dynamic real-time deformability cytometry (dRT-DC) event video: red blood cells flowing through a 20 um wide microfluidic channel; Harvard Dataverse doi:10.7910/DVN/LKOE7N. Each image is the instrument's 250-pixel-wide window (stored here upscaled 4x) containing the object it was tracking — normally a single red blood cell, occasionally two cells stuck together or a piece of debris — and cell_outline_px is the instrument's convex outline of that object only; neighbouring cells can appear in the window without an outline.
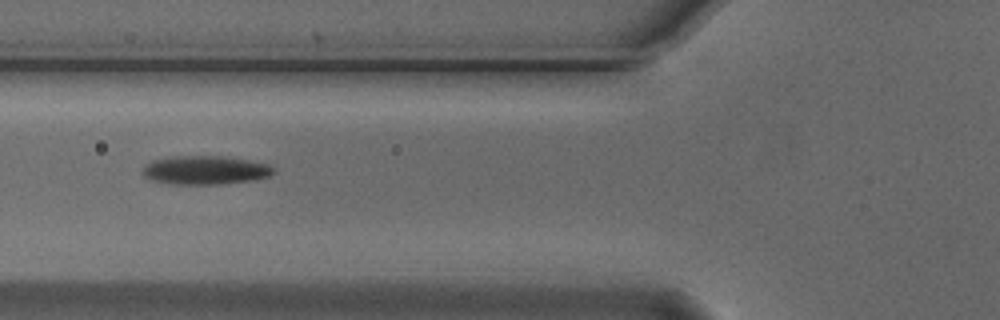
{"species": "Egyptian fruit bat (a non-hibernating species)", "species_latin": "Rousettus aegyptiacus", "temperature_condition": "cold", "stored_images_in_passage": 7, "camera_frame_rate_fps": 3000, "um_per_image_px": 0.085, "animal": {"sex": "male"}, "frame": {"image": 1, "passage_image": 5, "time_ms": 1.333, "image_size_px": [1000, 320], "cell_outline_px": [[276, 172], [272, 176], [256, 180], [220, 184], [172, 184], [152, 180], [144, 176], [140, 172], [144, 164], [152, 160], [172, 156], [224, 156], [248, 160], [268, 164], [276, 168]], "centroid_in_image_um": [17.46, 14.46], "position_along_channel_um": 108.3, "area_um2": 22.31}}
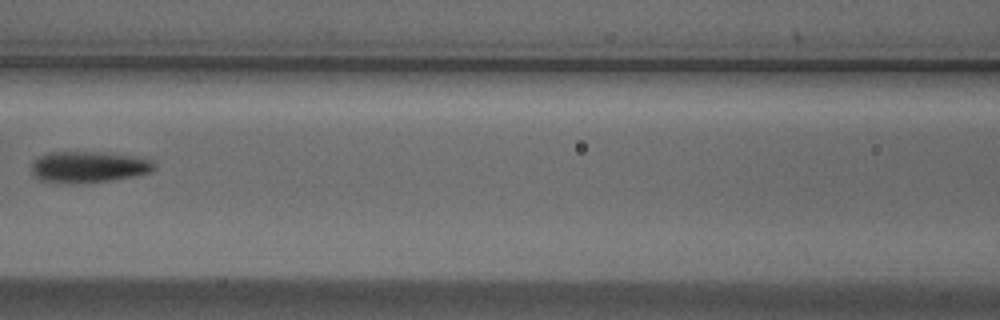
{"frame": {"image": 2, "passage_image": 6, "time_ms": 1.667, "image_size_px": [1000, 320], "cell_outline_px": [[156, 168], [152, 172], [136, 176], [108, 180], [72, 184], [68, 184], [40, 180], [32, 176], [32, 164], [40, 156], [48, 152], [100, 152], [140, 156], [152, 160], [156, 164]], "centroid_in_image_um": [7.57, 14.19], "position_along_channel_um": 159.0, "area_um2": 22.66}}